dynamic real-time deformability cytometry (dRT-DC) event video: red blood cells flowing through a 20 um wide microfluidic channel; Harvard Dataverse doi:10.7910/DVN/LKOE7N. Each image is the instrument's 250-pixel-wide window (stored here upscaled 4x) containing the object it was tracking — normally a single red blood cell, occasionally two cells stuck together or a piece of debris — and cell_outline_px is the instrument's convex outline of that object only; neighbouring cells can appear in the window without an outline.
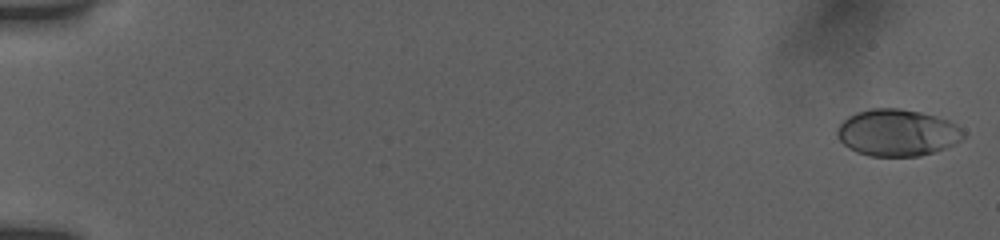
{"species": "human", "species_latin": "Homo sapiens", "temperature_condition": "room temperature", "stored_images_in_passage": 72, "camera_frame_rate_fps": 3000, "um_per_image_px": 0.085, "donor": {"sex": "female"}, "frame": {"image": 1, "passage_image": 1, "time_ms": 0.0, "image_size_px": [1000, 240], "cell_outline_px": [[964, 136], [960, 140], [944, 148], [920, 156], [868, 156], [856, 152], [848, 148], [836, 136], [836, 132], [840, 124], [848, 116], [856, 112], [872, 108], [900, 108], [920, 112], [936, 116], [948, 120], [956, 124], [964, 132]], "centroid_in_image_um": [76.24, 11.27], "position_along_channel_um": 8.8, "area_um2": 34.39}}
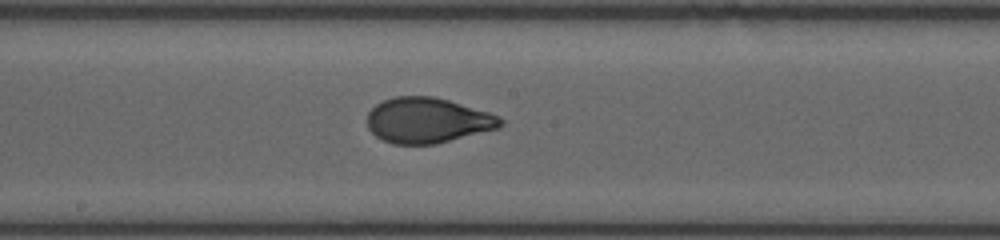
{"frame": {"image": 2, "passage_image": 41, "time_ms": 10.0, "image_size_px": [1000, 240], "cell_outline_px": [[504, 124], [496, 128], [436, 144], [392, 144], [376, 136], [368, 128], [368, 112], [376, 104], [384, 100], [396, 96], [432, 96], [448, 100], [488, 112], [500, 116], [504, 120]], "centroid_in_image_um": [36.33, 10.23], "position_along_channel_um": 211.9, "area_um2": 34.97}}
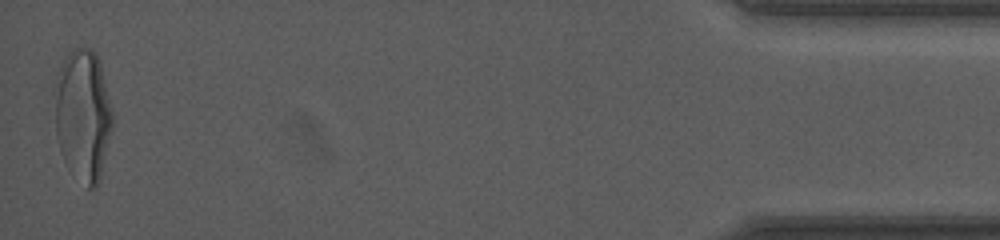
{"frame": {"image": 3, "passage_image": 72, "time_ms": 17.667, "image_size_px": [1000, 240], "cell_outline_px": [[112, 128], [100, 176], [96, 184], [92, 188], [88, 188], [64, 160], [60, 152], [56, 136], [52, 88], [60, 64], [76, 48], [92, 48], [96, 52], [100, 64], [112, 112]], "centroid_in_image_um": [7.0, 9.72], "position_along_channel_um": 428.2, "area_um2": 44.1}, "authors_computed_cell_mechanics": {"area_um2": 34.8823, "velocity_mm_per_s": 3.8642, "shape_relaxation_time_tau1_ms": 5.5608, "shape_relaxation_time_tau2_ms": null, "deformation_change_tau1": 0.2042, "deformation_change_tau2": null}}